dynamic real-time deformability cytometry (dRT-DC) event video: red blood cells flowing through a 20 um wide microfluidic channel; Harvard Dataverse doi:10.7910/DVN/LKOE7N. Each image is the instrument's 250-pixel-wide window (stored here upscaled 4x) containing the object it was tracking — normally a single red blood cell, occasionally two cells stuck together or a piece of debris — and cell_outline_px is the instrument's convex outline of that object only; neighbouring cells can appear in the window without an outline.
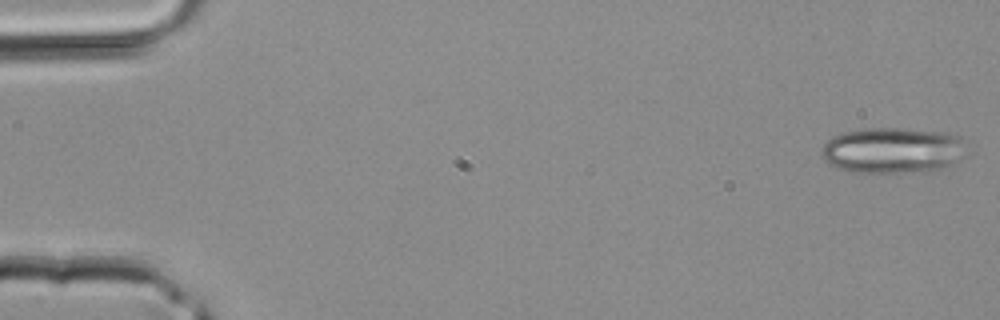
{"species": "common noctule bat (a hibernating species)", "species_latin": "Nyctalus noctula", "temperature_condition": "room temperature", "stored_images_in_passage": 40, "camera_frame_rate_fps": 3000, "um_per_image_px": 0.085, "animal": {"sex": "male", "body_mass_g": 20.4}, "frame": {"image": 1, "passage_image": 1, "time_ms": 0.0, "image_size_px": [1000, 320], "cell_outline_px": [[964, 156], [952, 164], [940, 168], [904, 172], [852, 172], [840, 168], [824, 160], [820, 152], [820, 148], [832, 136], [844, 132], [864, 128], [896, 128], [944, 132], [960, 136]], "centroid_in_image_um": [75.82, 12.76], "position_along_channel_um": 9.2, "area_um2": 38.21}}
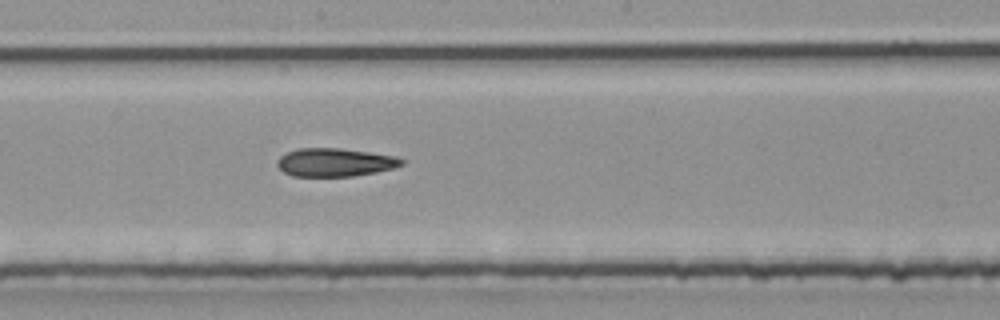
{"frame": {"image": 2, "passage_image": 22, "time_ms": 7.0, "image_size_px": [1000, 320], "cell_outline_px": [[408, 160], [404, 164], [392, 168], [376, 172], [352, 176], [292, 176], [284, 172], [276, 164], [276, 160], [280, 156], [296, 148], [340, 148], [396, 156]], "centroid_in_image_um": [28.48, 13.79], "position_along_channel_um": 219.7, "area_um2": 20.58}}
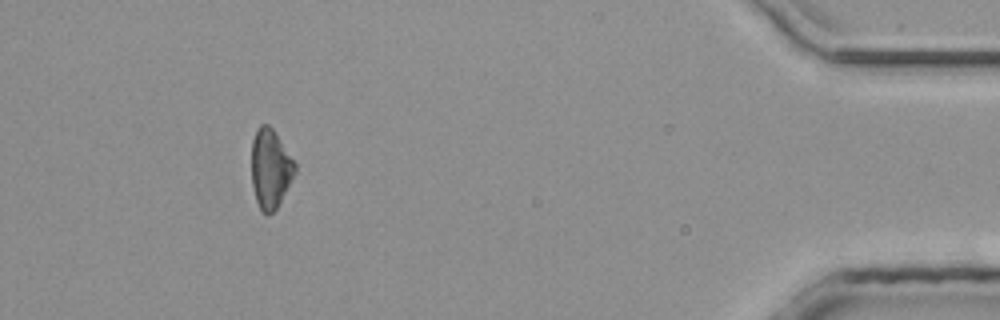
{"frame": {"image": 3, "passage_image": 37, "time_ms": 12.0, "image_size_px": [1000, 320], "cell_outline_px": [[296, 172], [292, 180], [276, 208], [268, 216], [260, 212], [256, 200], [252, 184], [252, 140], [256, 128], [260, 124], [268, 124], [272, 128], [296, 164]], "centroid_in_image_um": [22.97, 14.35], "position_along_channel_um": 412.2, "area_um2": 20.0}}